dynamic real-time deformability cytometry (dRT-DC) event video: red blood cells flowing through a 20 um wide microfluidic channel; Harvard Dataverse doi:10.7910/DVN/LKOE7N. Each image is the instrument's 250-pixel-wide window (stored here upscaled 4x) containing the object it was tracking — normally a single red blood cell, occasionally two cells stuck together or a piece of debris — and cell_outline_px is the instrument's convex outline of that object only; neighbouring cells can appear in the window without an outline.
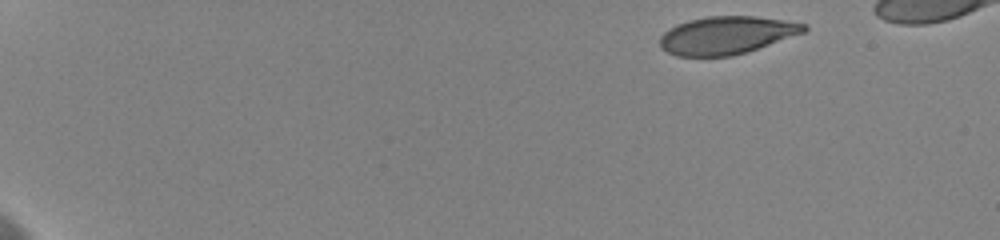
{"species": "human", "species_latin": "Homo sapiens", "temperature_condition": "cold", "stored_images_in_passage": 59, "camera_frame_rate_fps": 3000, "um_per_image_px": 0.085, "donor": {"sex": "female"}, "frame": {"image": 1, "passage_image": 1, "time_ms": 0.0, "image_size_px": [1000, 240], "cell_outline_px": [[808, 28], [804, 32], [732, 56], [676, 56], [660, 48], [660, 36], [664, 32], [676, 24], [688, 20], [708, 16], [752, 16], [784, 20], [808, 24]], "centroid_in_image_um": [61.71, 2.99], "position_along_channel_um": 23.3, "area_um2": 31.44}}
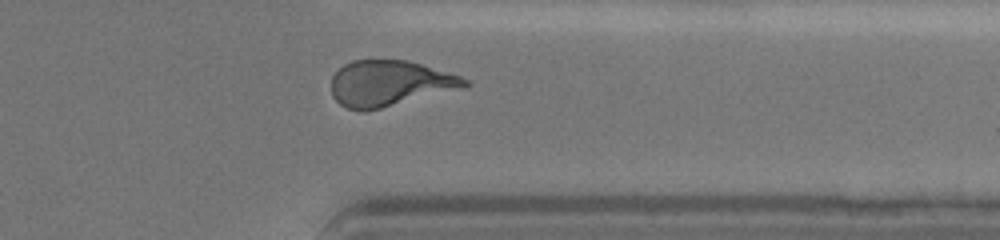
{"frame": {"image": 2, "passage_image": 52, "time_ms": 13.667, "image_size_px": [1000, 240], "cell_outline_px": [[468, 84], [380, 108], [364, 112], [360, 112], [348, 108], [340, 104], [332, 96], [332, 76], [344, 64], [352, 60], [404, 60], [420, 64], [460, 76], [468, 80]], "centroid_in_image_um": [32.98, 7.07], "position_along_channel_um": 378.4, "area_um2": 34.33}, "authors_computed_cell_mechanics": {"area_um2": 34.969, "velocity_mm_per_s": 3.6312, "shape_relaxation_time_tau1_ms": 4.5711, "shape_relaxation_time_tau2_ms": 1.0361, "deformation_change_tau1": 0.1827, "deformation_change_tau2": 0.081}}